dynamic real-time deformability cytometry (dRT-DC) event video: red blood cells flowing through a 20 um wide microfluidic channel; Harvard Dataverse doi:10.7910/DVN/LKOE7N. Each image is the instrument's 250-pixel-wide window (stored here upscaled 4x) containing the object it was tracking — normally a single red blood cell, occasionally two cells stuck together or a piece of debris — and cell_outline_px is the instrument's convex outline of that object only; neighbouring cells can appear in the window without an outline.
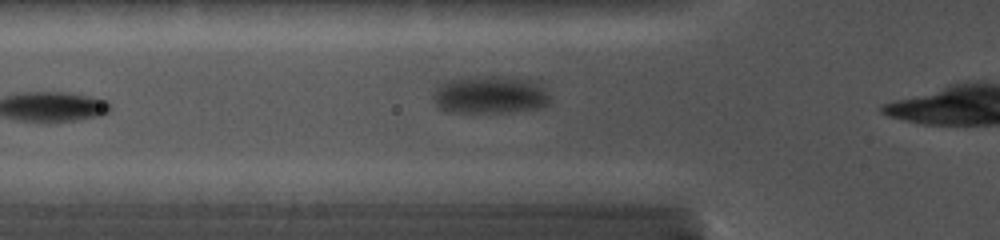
{"species": "common noctule bat (a hibernating species)", "species_latin": "Nyctalus noctula", "temperature_condition": "cold", "stored_images_in_passage": 9, "camera_frame_rate_fps": 5000, "um_per_image_px": 0.085, "animal": {"sex": "female", "body_mass_g": 19.0, "forearm_length_mm": 56.7}, "frame": {"image": 1, "passage_image": 4, "time_ms": 1.0, "image_size_px": [1000, 240], "cell_outline_px": [[552, 100], [548, 104], [540, 108], [512, 112], [444, 112], [432, 100], [432, 96], [440, 84], [444, 80], [488, 76], [500, 76], [536, 80], [544, 88]], "centroid_in_image_um": [41.68, 8.06], "position_along_channel_um": 84.1, "area_um2": 26.01}}